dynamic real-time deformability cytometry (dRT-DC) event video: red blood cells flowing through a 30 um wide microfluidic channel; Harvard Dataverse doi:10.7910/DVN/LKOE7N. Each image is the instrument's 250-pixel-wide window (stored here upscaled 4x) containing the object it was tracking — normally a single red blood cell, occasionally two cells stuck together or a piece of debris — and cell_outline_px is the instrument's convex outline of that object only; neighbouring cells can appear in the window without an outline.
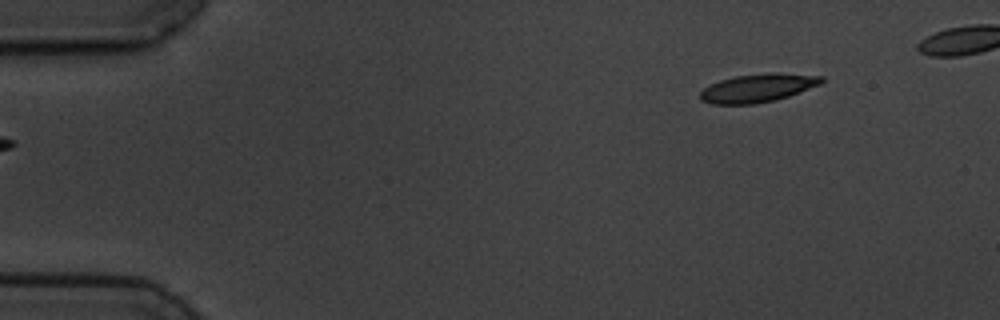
{"species": "common noctule bat (a hibernating species)", "species_latin": "Nyctalus noctula", "temperature_condition": "cold", "stored_images_in_passage": 3, "segment_of_instrument_passage": [2, 2], "camera_frame_rate_fps": 3000, "um_per_image_px": 0.085, "animal": {"sex": "male", "body_mass_g": 19.5, "forearm_length_mm": 54.6}, "frame": {"image": 1, "passage_image": 3, "time_ms": 3.333, "image_size_px": [1000, 320], "cell_outline_px": [[824, 80], [820, 84], [788, 96], [776, 100], [752, 104], [712, 104], [700, 100], [700, 92], [704, 88], [720, 80], [736, 76], [768, 72], [776, 72], [824, 76]], "centroid_in_image_um": [64.42, 7.47], "position_along_channel_um": 20.6, "area_um2": 20.0}}